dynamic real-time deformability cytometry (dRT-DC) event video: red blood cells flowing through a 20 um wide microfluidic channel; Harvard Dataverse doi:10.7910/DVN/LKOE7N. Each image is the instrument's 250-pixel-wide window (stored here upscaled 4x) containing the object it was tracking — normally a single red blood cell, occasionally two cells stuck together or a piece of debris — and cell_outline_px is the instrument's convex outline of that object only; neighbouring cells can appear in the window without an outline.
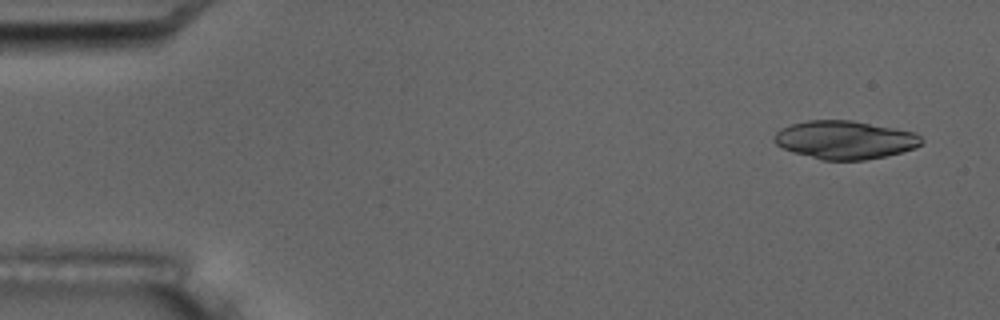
{"species": "common noctule bat (a hibernating species)", "species_latin": "Nyctalus noctula", "temperature_condition": "room temperature", "stored_images_in_passage": 4, "camera_frame_rate_fps": 3000, "um_per_image_px": 0.085, "animal": {"sex": "male", "body_mass_g": 17.5, "forearm_length_mm": 52.3}, "frame": {"image": 1, "passage_image": 1, "time_ms": 0.0, "image_size_px": [1000, 320], "cell_outline_px": [[924, 144], [916, 148], [884, 156], [864, 160], [824, 160], [792, 152], [776, 144], [772, 140], [772, 136], [780, 128], [792, 124], [808, 120], [852, 120], [896, 128], [916, 132], [924, 140]], "centroid_in_image_um": [71.83, 11.88], "position_along_channel_um": 13.2, "area_um2": 33.06}}